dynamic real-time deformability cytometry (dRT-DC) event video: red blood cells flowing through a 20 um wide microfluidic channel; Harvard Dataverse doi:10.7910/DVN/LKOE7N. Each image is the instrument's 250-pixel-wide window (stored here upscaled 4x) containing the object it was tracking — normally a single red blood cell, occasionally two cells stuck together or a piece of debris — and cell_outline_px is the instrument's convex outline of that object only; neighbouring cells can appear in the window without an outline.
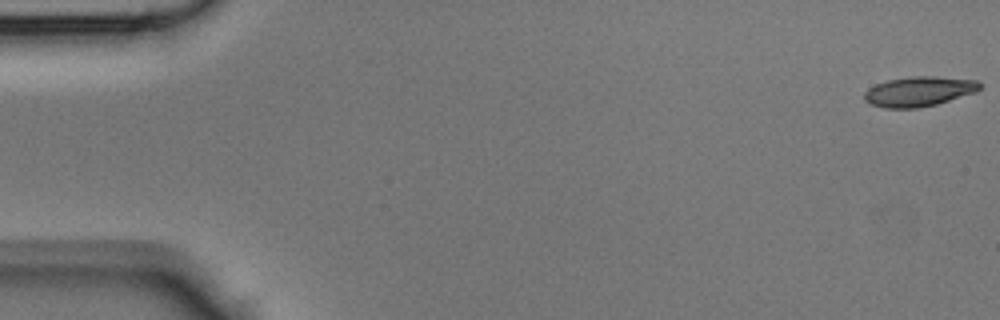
{"species": "Egyptian fruit bat (a non-hibernating species)", "species_latin": "Rousettus aegyptiacus", "temperature_condition": "room temperature", "stored_images_in_passage": 45, "camera_frame_rate_fps": 3000, "um_per_image_px": 0.085, "animal": {"sex": "male"}, "frame": {"image": 1, "passage_image": 1, "time_ms": 0.0, "image_size_px": [1000, 320], "cell_outline_px": [[984, 84], [976, 92], [936, 104], [920, 108], [884, 108], [872, 104], [864, 100], [864, 92], [868, 88], [876, 84], [888, 80], [912, 76], [932, 76], [980, 80]], "centroid_in_image_um": [78.14, 7.76], "position_along_channel_um": 6.9, "area_um2": 20.23}}
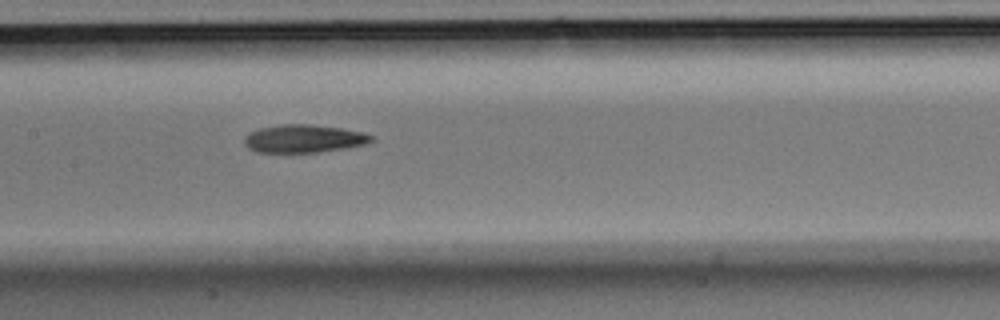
{"frame": {"image": 2, "passage_image": 22, "time_ms": 7.0, "image_size_px": [1000, 320], "cell_outline_px": [[372, 140], [364, 144], [344, 148], [316, 152], [256, 152], [248, 148], [244, 144], [244, 140], [252, 132], [260, 128], [284, 124], [308, 124], [340, 128], [364, 132], [372, 136]], "centroid_in_image_um": [25.82, 11.78], "position_along_channel_um": 181.6, "area_um2": 20.29}}
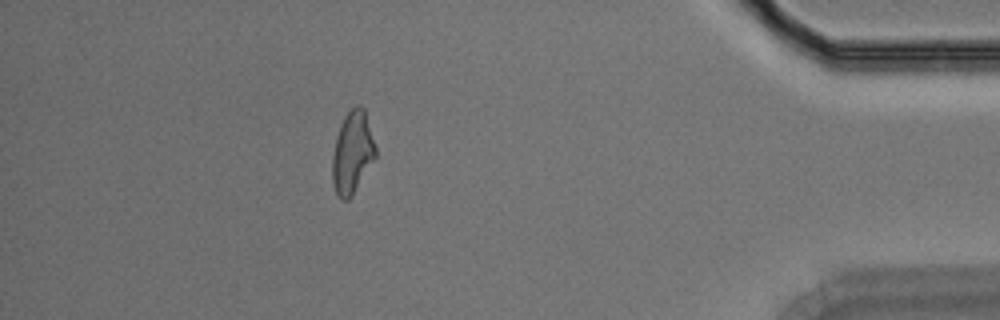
{"frame": {"image": 3, "passage_image": 40, "time_ms": 13.0, "image_size_px": [1000, 320], "cell_outline_px": [[376, 156], [352, 196], [348, 200], [340, 200], [336, 192], [332, 180], [332, 156], [336, 136], [340, 124], [344, 116], [356, 104], [360, 104], [364, 108], [376, 148]], "centroid_in_image_um": [29.94, 12.96], "position_along_channel_um": 405.3, "area_um2": 20.69}}